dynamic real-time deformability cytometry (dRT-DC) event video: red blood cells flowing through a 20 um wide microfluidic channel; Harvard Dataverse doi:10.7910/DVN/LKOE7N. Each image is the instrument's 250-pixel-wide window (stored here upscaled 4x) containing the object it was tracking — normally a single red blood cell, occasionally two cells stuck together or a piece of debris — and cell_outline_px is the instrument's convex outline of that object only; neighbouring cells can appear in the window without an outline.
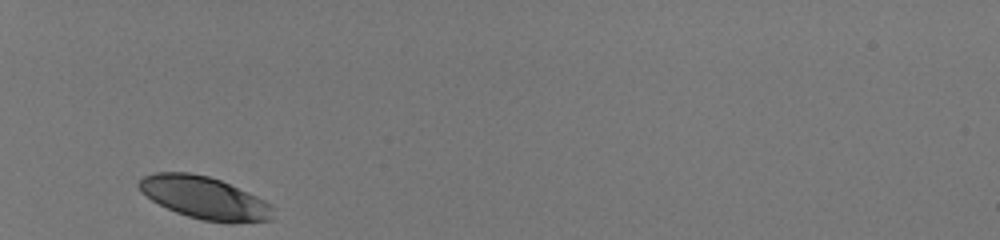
{"species": "human", "species_latin": "Homo sapiens", "temperature_condition": "room temperature", "stored_images_in_passage": 29, "camera_frame_rate_fps": 3000, "um_per_image_px": 0.085, "donor": {"sex": "male"}, "frame": {"image": 1, "passage_image": 1, "time_ms": 0.0, "image_size_px": [1000, 240], "cell_outline_px": [[276, 208], [272, 220], [236, 224], [232, 224], [204, 220], [188, 216], [176, 212], [152, 200], [140, 192], [136, 184], [144, 176], [156, 172], [188, 172], [208, 176], [220, 180], [248, 192], [272, 204]], "centroid_in_image_um": [17.43, 16.83], "position_along_channel_um": 67.6, "area_um2": 33.47}}
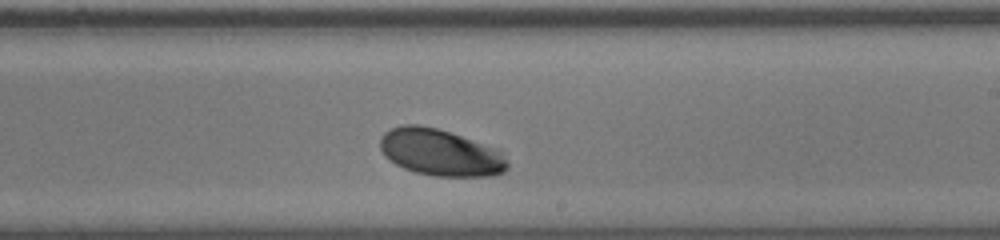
{"frame": {"image": 2, "passage_image": 17, "time_ms": 5.333, "image_size_px": [1000, 240], "cell_outline_px": [[508, 168], [504, 172], [492, 176], [432, 176], [416, 172], [404, 168], [396, 164], [384, 156], [380, 148], [380, 136], [384, 132], [400, 124], [420, 124], [436, 128], [496, 148], [500, 152], [508, 164]], "centroid_in_image_um": [37.39, 12.96], "position_along_channel_um": 251.6, "area_um2": 34.56}}
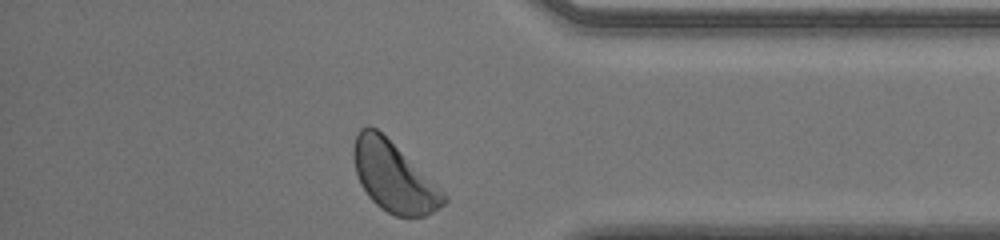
{"frame": {"image": 3, "passage_image": 29, "time_ms": 9.333, "image_size_px": [1000, 240], "cell_outline_px": [[448, 200], [444, 204], [432, 212], [424, 216], [396, 216], [380, 208], [368, 196], [360, 184], [356, 172], [352, 152], [356, 132], [360, 128], [368, 124], [376, 128], [444, 192], [448, 196]], "centroid_in_image_um": [33.42, 15.03], "position_along_channel_um": 401.8, "area_um2": 36.13}, "authors_computed_cell_mechanics": {"area_um2": 34.2176, "velocity_mm_per_s": 3.8986, "shape_relaxation_time_tau1_ms": 1.5009, "shape_relaxation_time_tau2_ms": null, "deformation_change_tau1": 0.1159, "deformation_change_tau2": null}}